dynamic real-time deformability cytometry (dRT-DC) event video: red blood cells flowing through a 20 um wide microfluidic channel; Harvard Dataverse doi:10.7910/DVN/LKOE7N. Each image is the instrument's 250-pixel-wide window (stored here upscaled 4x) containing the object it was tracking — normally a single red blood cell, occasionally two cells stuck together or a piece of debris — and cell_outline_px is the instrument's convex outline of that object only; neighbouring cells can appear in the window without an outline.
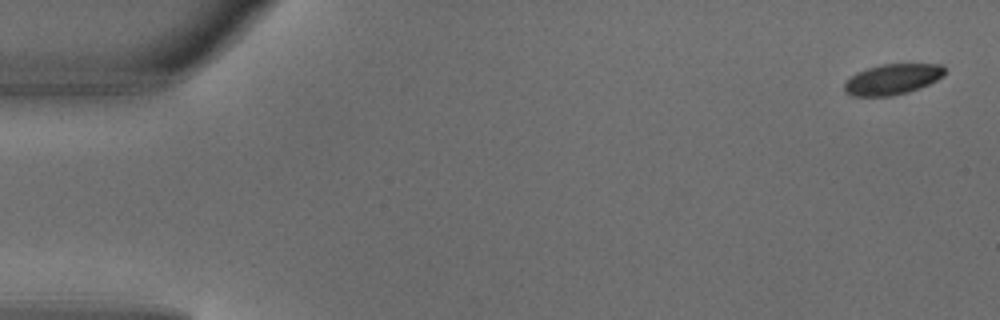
{"species": "common noctule bat (a hibernating species)", "species_latin": "Nyctalus noctula", "temperature_condition": "warm", "stored_images_in_passage": 6, "camera_frame_rate_fps": 3000, "um_per_image_px": 0.085, "animal": {"sex": "male", "body_mass_g": 18.8}, "frame": {"image": 1, "passage_image": 1, "time_ms": 0.0, "image_size_px": [1000, 320], "cell_outline_px": [[944, 76], [920, 88], [908, 92], [892, 96], [852, 96], [844, 92], [844, 84], [856, 72], [880, 64], [944, 64]], "centroid_in_image_um": [75.86, 6.74], "position_along_channel_um": 9.1, "area_um2": 17.92}}
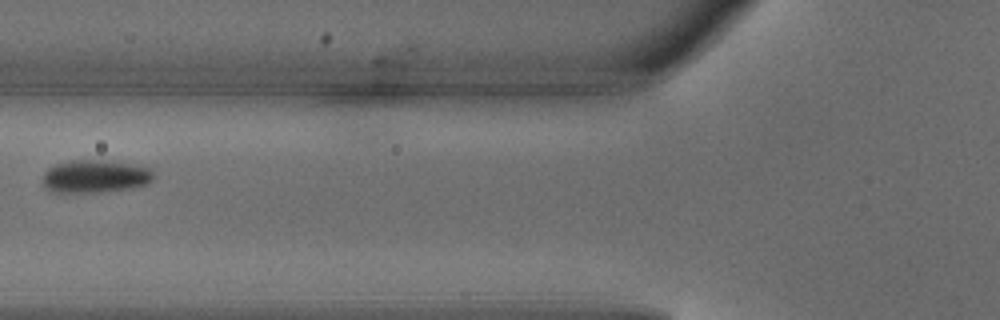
{"frame": {"image": 2, "passage_image": 5, "time_ms": 1.333, "image_size_px": [1000, 320], "cell_outline_px": [[152, 180], [144, 184], [128, 188], [100, 192], [48, 192], [44, 188], [44, 172], [48, 168], [56, 164], [72, 160], [100, 160], [128, 164], [148, 168], [152, 172]], "centroid_in_image_um": [8.0, 15.0], "position_along_channel_um": 117.8, "area_um2": 20.81}}
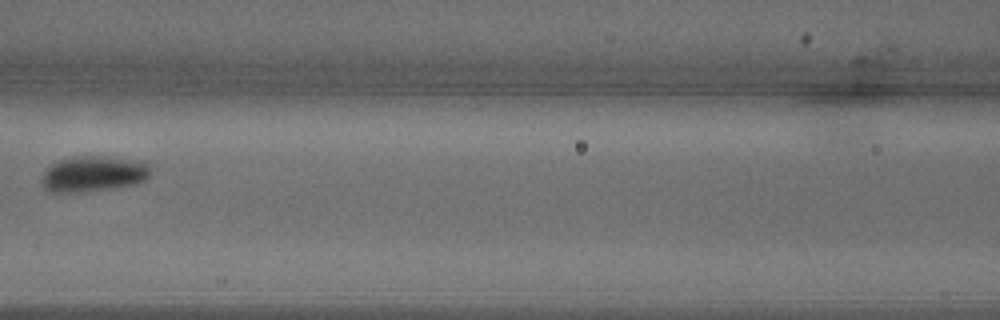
{"frame": {"image": 3, "passage_image": 6, "time_ms": 1.667, "image_size_px": [1000, 320], "cell_outline_px": [[148, 176], [144, 180], [136, 184], [112, 188], [76, 192], [48, 192], [44, 188], [44, 172], [52, 164], [60, 160], [72, 156], [96, 156], [148, 160]], "centroid_in_image_um": [7.98, 14.76], "position_along_channel_um": 158.6, "area_um2": 22.48}}